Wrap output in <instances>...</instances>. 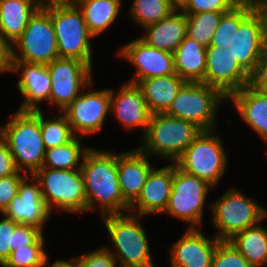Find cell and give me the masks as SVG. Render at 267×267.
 Wrapping results in <instances>:
<instances>
[{"mask_svg":"<svg viewBox=\"0 0 267 267\" xmlns=\"http://www.w3.org/2000/svg\"><path fill=\"white\" fill-rule=\"evenodd\" d=\"M132 2L128 13L141 28L160 22L175 11L170 0H134Z\"/></svg>","mask_w":267,"mask_h":267,"instance_id":"obj_32","label":"cell"},{"mask_svg":"<svg viewBox=\"0 0 267 267\" xmlns=\"http://www.w3.org/2000/svg\"><path fill=\"white\" fill-rule=\"evenodd\" d=\"M228 99L202 82H185L164 114L195 123L203 131L215 130L218 108Z\"/></svg>","mask_w":267,"mask_h":267,"instance_id":"obj_7","label":"cell"},{"mask_svg":"<svg viewBox=\"0 0 267 267\" xmlns=\"http://www.w3.org/2000/svg\"><path fill=\"white\" fill-rule=\"evenodd\" d=\"M173 176L174 163L160 169L153 168L142 187L140 195L130 205L129 213L141 217L154 213L162 214L167 207L172 191Z\"/></svg>","mask_w":267,"mask_h":267,"instance_id":"obj_21","label":"cell"},{"mask_svg":"<svg viewBox=\"0 0 267 267\" xmlns=\"http://www.w3.org/2000/svg\"><path fill=\"white\" fill-rule=\"evenodd\" d=\"M33 176L39 182L42 198L51 214L54 206L59 209L57 211L71 214L86 212V192L81 169L42 167Z\"/></svg>","mask_w":267,"mask_h":267,"instance_id":"obj_9","label":"cell"},{"mask_svg":"<svg viewBox=\"0 0 267 267\" xmlns=\"http://www.w3.org/2000/svg\"><path fill=\"white\" fill-rule=\"evenodd\" d=\"M47 67L51 79L49 106L56 105L60 113L94 80L92 68L78 59L57 58Z\"/></svg>","mask_w":267,"mask_h":267,"instance_id":"obj_13","label":"cell"},{"mask_svg":"<svg viewBox=\"0 0 267 267\" xmlns=\"http://www.w3.org/2000/svg\"><path fill=\"white\" fill-rule=\"evenodd\" d=\"M42 235L43 231L35 226L18 224L13 233L12 247H9L10 253L34 244Z\"/></svg>","mask_w":267,"mask_h":267,"instance_id":"obj_38","label":"cell"},{"mask_svg":"<svg viewBox=\"0 0 267 267\" xmlns=\"http://www.w3.org/2000/svg\"><path fill=\"white\" fill-rule=\"evenodd\" d=\"M150 156L137 147L117 154V174L123 198L131 205L140 195L150 171Z\"/></svg>","mask_w":267,"mask_h":267,"instance_id":"obj_22","label":"cell"},{"mask_svg":"<svg viewBox=\"0 0 267 267\" xmlns=\"http://www.w3.org/2000/svg\"><path fill=\"white\" fill-rule=\"evenodd\" d=\"M12 47L13 60L47 65L59 58L57 39L50 17V0H44Z\"/></svg>","mask_w":267,"mask_h":267,"instance_id":"obj_11","label":"cell"},{"mask_svg":"<svg viewBox=\"0 0 267 267\" xmlns=\"http://www.w3.org/2000/svg\"><path fill=\"white\" fill-rule=\"evenodd\" d=\"M215 130L202 131L175 161L184 172L209 183L218 184L227 169V154L220 135Z\"/></svg>","mask_w":267,"mask_h":267,"instance_id":"obj_10","label":"cell"},{"mask_svg":"<svg viewBox=\"0 0 267 267\" xmlns=\"http://www.w3.org/2000/svg\"><path fill=\"white\" fill-rule=\"evenodd\" d=\"M255 8L267 15V0H253Z\"/></svg>","mask_w":267,"mask_h":267,"instance_id":"obj_45","label":"cell"},{"mask_svg":"<svg viewBox=\"0 0 267 267\" xmlns=\"http://www.w3.org/2000/svg\"><path fill=\"white\" fill-rule=\"evenodd\" d=\"M40 129L46 150L65 145L75 137L66 116L62 115V112L61 116L45 119L44 113L40 110Z\"/></svg>","mask_w":267,"mask_h":267,"instance_id":"obj_33","label":"cell"},{"mask_svg":"<svg viewBox=\"0 0 267 267\" xmlns=\"http://www.w3.org/2000/svg\"><path fill=\"white\" fill-rule=\"evenodd\" d=\"M48 265V266H47ZM79 267L78 258H72L70 260L61 259L56 260L51 266L49 265L48 255L45 258L43 267Z\"/></svg>","mask_w":267,"mask_h":267,"instance_id":"obj_44","label":"cell"},{"mask_svg":"<svg viewBox=\"0 0 267 267\" xmlns=\"http://www.w3.org/2000/svg\"><path fill=\"white\" fill-rule=\"evenodd\" d=\"M82 138L75 136L65 145L47 149L42 167L61 170H79L86 152L90 149L87 146L82 148Z\"/></svg>","mask_w":267,"mask_h":267,"instance_id":"obj_30","label":"cell"},{"mask_svg":"<svg viewBox=\"0 0 267 267\" xmlns=\"http://www.w3.org/2000/svg\"><path fill=\"white\" fill-rule=\"evenodd\" d=\"M267 43V15L253 0H241L221 16L210 46L214 53H227L253 76Z\"/></svg>","mask_w":267,"mask_h":267,"instance_id":"obj_1","label":"cell"},{"mask_svg":"<svg viewBox=\"0 0 267 267\" xmlns=\"http://www.w3.org/2000/svg\"><path fill=\"white\" fill-rule=\"evenodd\" d=\"M91 85H93V80L62 111L75 136L84 137L101 132L110 112V89L88 91V87ZM84 90L88 92H84Z\"/></svg>","mask_w":267,"mask_h":267,"instance_id":"obj_14","label":"cell"},{"mask_svg":"<svg viewBox=\"0 0 267 267\" xmlns=\"http://www.w3.org/2000/svg\"><path fill=\"white\" fill-rule=\"evenodd\" d=\"M251 84L259 91L267 94V43L257 71L252 76Z\"/></svg>","mask_w":267,"mask_h":267,"instance_id":"obj_42","label":"cell"},{"mask_svg":"<svg viewBox=\"0 0 267 267\" xmlns=\"http://www.w3.org/2000/svg\"><path fill=\"white\" fill-rule=\"evenodd\" d=\"M79 267H117L118 263L104 246L77 256Z\"/></svg>","mask_w":267,"mask_h":267,"instance_id":"obj_37","label":"cell"},{"mask_svg":"<svg viewBox=\"0 0 267 267\" xmlns=\"http://www.w3.org/2000/svg\"><path fill=\"white\" fill-rule=\"evenodd\" d=\"M0 132L20 172L33 175L42 168L46 149L41 136L40 110L16 111Z\"/></svg>","mask_w":267,"mask_h":267,"instance_id":"obj_3","label":"cell"},{"mask_svg":"<svg viewBox=\"0 0 267 267\" xmlns=\"http://www.w3.org/2000/svg\"><path fill=\"white\" fill-rule=\"evenodd\" d=\"M27 174L18 172L15 175L0 178V213L9 206L12 199L18 194V188L21 180Z\"/></svg>","mask_w":267,"mask_h":267,"instance_id":"obj_39","label":"cell"},{"mask_svg":"<svg viewBox=\"0 0 267 267\" xmlns=\"http://www.w3.org/2000/svg\"><path fill=\"white\" fill-rule=\"evenodd\" d=\"M110 111L125 130L142 129L141 137L145 134L152 115L142 90L131 82L125 83L117 93L110 89Z\"/></svg>","mask_w":267,"mask_h":267,"instance_id":"obj_19","label":"cell"},{"mask_svg":"<svg viewBox=\"0 0 267 267\" xmlns=\"http://www.w3.org/2000/svg\"><path fill=\"white\" fill-rule=\"evenodd\" d=\"M101 219L114 249L104 247L119 263L118 267H155L141 216L125 213L104 215Z\"/></svg>","mask_w":267,"mask_h":267,"instance_id":"obj_4","label":"cell"},{"mask_svg":"<svg viewBox=\"0 0 267 267\" xmlns=\"http://www.w3.org/2000/svg\"><path fill=\"white\" fill-rule=\"evenodd\" d=\"M202 131L190 121L164 113L152 114L147 130L141 137L144 145L137 148L149 156H161L175 163Z\"/></svg>","mask_w":267,"mask_h":267,"instance_id":"obj_5","label":"cell"},{"mask_svg":"<svg viewBox=\"0 0 267 267\" xmlns=\"http://www.w3.org/2000/svg\"><path fill=\"white\" fill-rule=\"evenodd\" d=\"M227 99L231 100L244 123L267 143V94L248 84Z\"/></svg>","mask_w":267,"mask_h":267,"instance_id":"obj_23","label":"cell"},{"mask_svg":"<svg viewBox=\"0 0 267 267\" xmlns=\"http://www.w3.org/2000/svg\"><path fill=\"white\" fill-rule=\"evenodd\" d=\"M118 55L133 64L136 70L128 82L138 84L151 77L175 74L173 53L154 48L140 37L122 46Z\"/></svg>","mask_w":267,"mask_h":267,"instance_id":"obj_15","label":"cell"},{"mask_svg":"<svg viewBox=\"0 0 267 267\" xmlns=\"http://www.w3.org/2000/svg\"><path fill=\"white\" fill-rule=\"evenodd\" d=\"M121 4V0H81L75 3L94 37L106 31L116 21Z\"/></svg>","mask_w":267,"mask_h":267,"instance_id":"obj_28","label":"cell"},{"mask_svg":"<svg viewBox=\"0 0 267 267\" xmlns=\"http://www.w3.org/2000/svg\"><path fill=\"white\" fill-rule=\"evenodd\" d=\"M12 45L6 42L0 34V73L12 72L13 50Z\"/></svg>","mask_w":267,"mask_h":267,"instance_id":"obj_43","label":"cell"},{"mask_svg":"<svg viewBox=\"0 0 267 267\" xmlns=\"http://www.w3.org/2000/svg\"><path fill=\"white\" fill-rule=\"evenodd\" d=\"M211 267H253L229 240H220Z\"/></svg>","mask_w":267,"mask_h":267,"instance_id":"obj_35","label":"cell"},{"mask_svg":"<svg viewBox=\"0 0 267 267\" xmlns=\"http://www.w3.org/2000/svg\"><path fill=\"white\" fill-rule=\"evenodd\" d=\"M80 169L84 177L87 212L95 211L97 203L100 217L129 211L130 204L123 198L118 182L117 154L90 148Z\"/></svg>","mask_w":267,"mask_h":267,"instance_id":"obj_2","label":"cell"},{"mask_svg":"<svg viewBox=\"0 0 267 267\" xmlns=\"http://www.w3.org/2000/svg\"><path fill=\"white\" fill-rule=\"evenodd\" d=\"M144 34L140 37L150 46L174 53L187 32L186 14L181 10L173 11L160 22L143 28Z\"/></svg>","mask_w":267,"mask_h":267,"instance_id":"obj_24","label":"cell"},{"mask_svg":"<svg viewBox=\"0 0 267 267\" xmlns=\"http://www.w3.org/2000/svg\"><path fill=\"white\" fill-rule=\"evenodd\" d=\"M50 17L59 58L78 59L92 68L91 39L94 36L78 7L67 0H50Z\"/></svg>","mask_w":267,"mask_h":267,"instance_id":"obj_6","label":"cell"},{"mask_svg":"<svg viewBox=\"0 0 267 267\" xmlns=\"http://www.w3.org/2000/svg\"><path fill=\"white\" fill-rule=\"evenodd\" d=\"M251 82L252 76L235 58L227 53H214V46L206 48V72L202 83L228 98Z\"/></svg>","mask_w":267,"mask_h":267,"instance_id":"obj_17","label":"cell"},{"mask_svg":"<svg viewBox=\"0 0 267 267\" xmlns=\"http://www.w3.org/2000/svg\"><path fill=\"white\" fill-rule=\"evenodd\" d=\"M243 194L235 187L230 188L210 205L212 222L218 230L214 235L217 239L229 240L267 218V209Z\"/></svg>","mask_w":267,"mask_h":267,"instance_id":"obj_8","label":"cell"},{"mask_svg":"<svg viewBox=\"0 0 267 267\" xmlns=\"http://www.w3.org/2000/svg\"><path fill=\"white\" fill-rule=\"evenodd\" d=\"M44 0H0V34L13 45Z\"/></svg>","mask_w":267,"mask_h":267,"instance_id":"obj_25","label":"cell"},{"mask_svg":"<svg viewBox=\"0 0 267 267\" xmlns=\"http://www.w3.org/2000/svg\"><path fill=\"white\" fill-rule=\"evenodd\" d=\"M224 13L226 12L185 13L187 18L186 36L205 48L209 47Z\"/></svg>","mask_w":267,"mask_h":267,"instance_id":"obj_31","label":"cell"},{"mask_svg":"<svg viewBox=\"0 0 267 267\" xmlns=\"http://www.w3.org/2000/svg\"><path fill=\"white\" fill-rule=\"evenodd\" d=\"M21 70V71H20ZM20 72L17 89L25 98L20 111L41 110L39 103L49 104L51 79L47 65L13 60L12 72Z\"/></svg>","mask_w":267,"mask_h":267,"instance_id":"obj_20","label":"cell"},{"mask_svg":"<svg viewBox=\"0 0 267 267\" xmlns=\"http://www.w3.org/2000/svg\"><path fill=\"white\" fill-rule=\"evenodd\" d=\"M44 234L32 245L16 249L0 267H43L46 256Z\"/></svg>","mask_w":267,"mask_h":267,"instance_id":"obj_34","label":"cell"},{"mask_svg":"<svg viewBox=\"0 0 267 267\" xmlns=\"http://www.w3.org/2000/svg\"><path fill=\"white\" fill-rule=\"evenodd\" d=\"M0 220V266L10 255V248L12 247L13 233L15 227L18 225L5 215Z\"/></svg>","mask_w":267,"mask_h":267,"instance_id":"obj_40","label":"cell"},{"mask_svg":"<svg viewBox=\"0 0 267 267\" xmlns=\"http://www.w3.org/2000/svg\"><path fill=\"white\" fill-rule=\"evenodd\" d=\"M219 241L214 235L206 237L199 228H187L170 246L171 267H211Z\"/></svg>","mask_w":267,"mask_h":267,"instance_id":"obj_18","label":"cell"},{"mask_svg":"<svg viewBox=\"0 0 267 267\" xmlns=\"http://www.w3.org/2000/svg\"><path fill=\"white\" fill-rule=\"evenodd\" d=\"M241 0H189L181 9L184 13L228 12Z\"/></svg>","mask_w":267,"mask_h":267,"instance_id":"obj_36","label":"cell"},{"mask_svg":"<svg viewBox=\"0 0 267 267\" xmlns=\"http://www.w3.org/2000/svg\"><path fill=\"white\" fill-rule=\"evenodd\" d=\"M211 187L206 181L184 172L174 163L172 191L163 213L190 223L187 228H199L202 226L203 209Z\"/></svg>","mask_w":267,"mask_h":267,"instance_id":"obj_12","label":"cell"},{"mask_svg":"<svg viewBox=\"0 0 267 267\" xmlns=\"http://www.w3.org/2000/svg\"><path fill=\"white\" fill-rule=\"evenodd\" d=\"M185 81L178 75L158 76L141 80L137 85L151 114L164 113Z\"/></svg>","mask_w":267,"mask_h":267,"instance_id":"obj_26","label":"cell"},{"mask_svg":"<svg viewBox=\"0 0 267 267\" xmlns=\"http://www.w3.org/2000/svg\"><path fill=\"white\" fill-rule=\"evenodd\" d=\"M69 3H72V4H75L76 2L78 1H81V0H67Z\"/></svg>","mask_w":267,"mask_h":267,"instance_id":"obj_47","label":"cell"},{"mask_svg":"<svg viewBox=\"0 0 267 267\" xmlns=\"http://www.w3.org/2000/svg\"><path fill=\"white\" fill-rule=\"evenodd\" d=\"M19 172L7 144L0 138V178L15 175Z\"/></svg>","mask_w":267,"mask_h":267,"instance_id":"obj_41","label":"cell"},{"mask_svg":"<svg viewBox=\"0 0 267 267\" xmlns=\"http://www.w3.org/2000/svg\"><path fill=\"white\" fill-rule=\"evenodd\" d=\"M174 69L185 82H203L206 72V48L196 41L183 39L173 53Z\"/></svg>","mask_w":267,"mask_h":267,"instance_id":"obj_27","label":"cell"},{"mask_svg":"<svg viewBox=\"0 0 267 267\" xmlns=\"http://www.w3.org/2000/svg\"><path fill=\"white\" fill-rule=\"evenodd\" d=\"M229 241L253 267L267 265V230L260 223L235 234Z\"/></svg>","mask_w":267,"mask_h":267,"instance_id":"obj_29","label":"cell"},{"mask_svg":"<svg viewBox=\"0 0 267 267\" xmlns=\"http://www.w3.org/2000/svg\"><path fill=\"white\" fill-rule=\"evenodd\" d=\"M189 0H170L171 5L175 10H181Z\"/></svg>","mask_w":267,"mask_h":267,"instance_id":"obj_46","label":"cell"},{"mask_svg":"<svg viewBox=\"0 0 267 267\" xmlns=\"http://www.w3.org/2000/svg\"><path fill=\"white\" fill-rule=\"evenodd\" d=\"M2 214L17 224L32 225L44 231V224L51 218V212L42 198L39 182L33 175L27 174L21 180L18 194Z\"/></svg>","mask_w":267,"mask_h":267,"instance_id":"obj_16","label":"cell"}]
</instances>
